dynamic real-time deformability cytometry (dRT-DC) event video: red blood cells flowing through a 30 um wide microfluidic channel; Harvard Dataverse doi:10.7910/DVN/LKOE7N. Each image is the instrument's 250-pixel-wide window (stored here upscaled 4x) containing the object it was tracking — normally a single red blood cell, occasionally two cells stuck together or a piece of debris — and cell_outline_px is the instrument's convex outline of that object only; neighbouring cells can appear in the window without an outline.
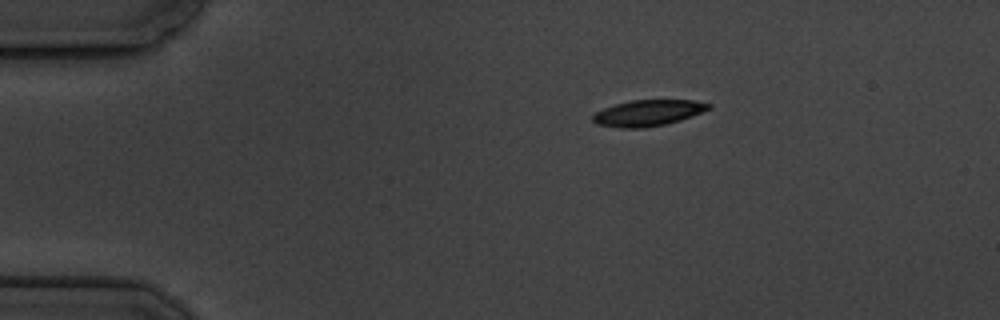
{"species": "common noctule bat (a hibernating species)", "species_latin": "Nyctalus noctula", "temperature_condition": "cold", "stored_images_in_passage": 3, "camera_frame_rate_fps": 3000, "um_per_image_px": 0.085, "animal": {"sex": "male", "body_mass_g": 19.5, "forearm_length_mm": 54.6}, "frame": {"image": 1, "passage_image": 3, "time_ms": 3.333, "image_size_px": [1000, 320], "cell_outline_px": [[712, 108], [692, 116], [680, 120], [664, 124], [644, 128], [620, 128], [596, 124], [592, 120], [592, 116], [596, 112], [604, 108], [616, 104], [632, 100], [696, 100], [712, 104]], "centroid_in_image_um": [55.1, 9.6], "position_along_channel_um": 29.9, "area_um2": 17.63}}